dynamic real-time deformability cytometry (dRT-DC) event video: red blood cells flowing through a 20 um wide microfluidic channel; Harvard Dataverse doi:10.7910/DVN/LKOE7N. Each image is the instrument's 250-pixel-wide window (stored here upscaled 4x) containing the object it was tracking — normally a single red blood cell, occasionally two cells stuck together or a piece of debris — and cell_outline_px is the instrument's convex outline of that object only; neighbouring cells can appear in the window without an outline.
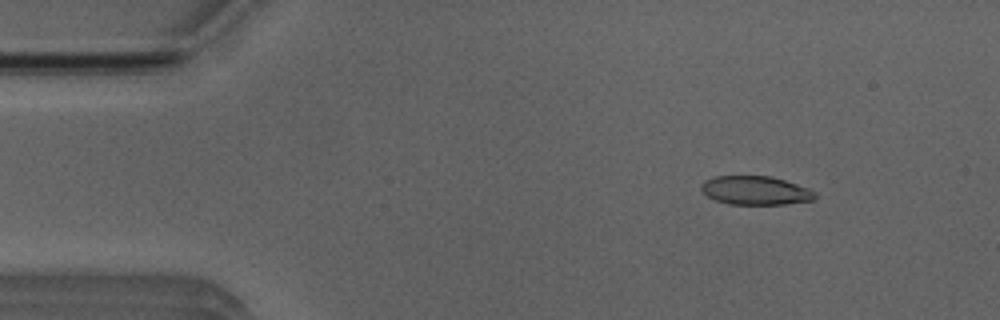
{"species": "Egyptian fruit bat (a non-hibernating species)", "species_latin": "Rousettus aegyptiacus", "temperature_condition": "room temperature", "stored_images_in_passage": 51, "camera_frame_rate_fps": 3000, "um_per_image_px": 0.085, "animal": {"sex": "male"}, "frame": {"image": 1, "passage_image": 6, "time_ms": 1.667, "image_size_px": [1000, 320], "cell_outline_px": [[816, 196], [812, 200], [784, 204], [728, 204], [716, 200], [708, 196], [700, 188], [700, 184], [704, 180], [716, 176], [772, 176], [808, 188], [816, 192]], "centroid_in_image_um": [64.2, 16.18], "position_along_channel_um": 20.8, "area_um2": 18.96}}
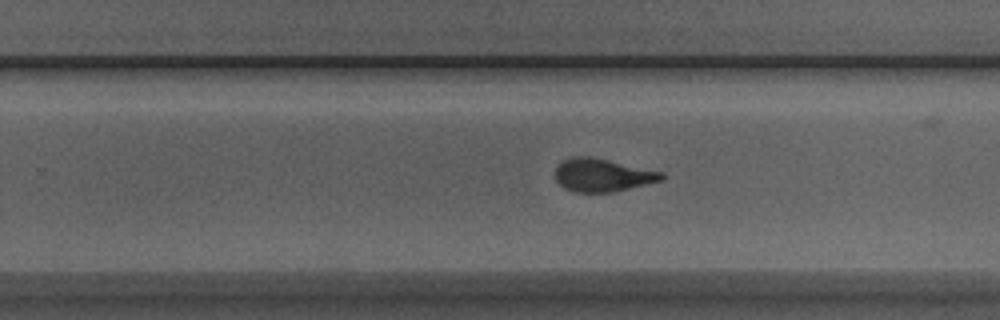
{"frame": {"image": 2, "passage_image": 31, "time_ms": 10.0, "image_size_px": [1000, 320], "cell_outline_px": [[664, 180], [612, 192], [572, 192], [564, 188], [556, 180], [556, 164], [572, 156], [592, 156], [664, 172]], "centroid_in_image_um": [51.21, 14.87], "position_along_channel_um": 278.6, "area_um2": 20.63}}
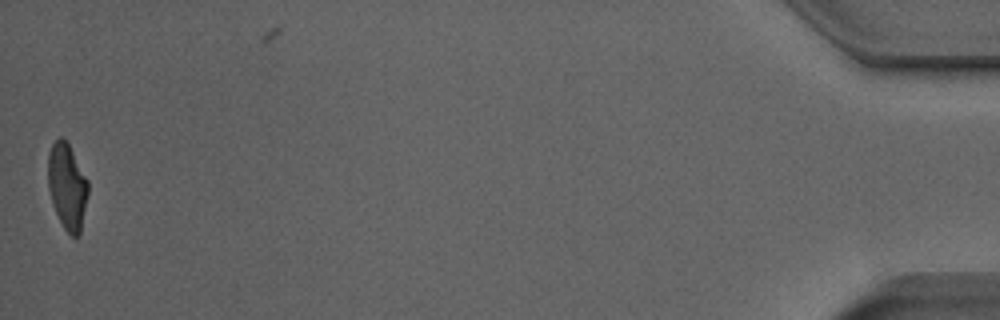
{"frame": {"image": 3, "passage_image": 50, "time_ms": 16.333, "image_size_px": [1000, 320], "cell_outline_px": [[88, 196], [80, 232], [76, 236], [72, 236], [64, 228], [52, 204], [48, 188], [48, 152], [52, 144], [60, 136], [64, 136], [88, 180]], "centroid_in_image_um": [5.7, 15.81], "position_along_channel_um": 429.5, "area_um2": 20.06}, "authors_computed_cell_mechanics": {"area_um2": 20.7502, "velocity_mm_per_s": 4.0172, "shape_relaxation_time_tau1_ms": 4.3147, "shape_relaxation_time_tau2_ms": 1.1078, "deformation_change_tau1": 0.1819, "deformation_change_tau2": 0.0722}}